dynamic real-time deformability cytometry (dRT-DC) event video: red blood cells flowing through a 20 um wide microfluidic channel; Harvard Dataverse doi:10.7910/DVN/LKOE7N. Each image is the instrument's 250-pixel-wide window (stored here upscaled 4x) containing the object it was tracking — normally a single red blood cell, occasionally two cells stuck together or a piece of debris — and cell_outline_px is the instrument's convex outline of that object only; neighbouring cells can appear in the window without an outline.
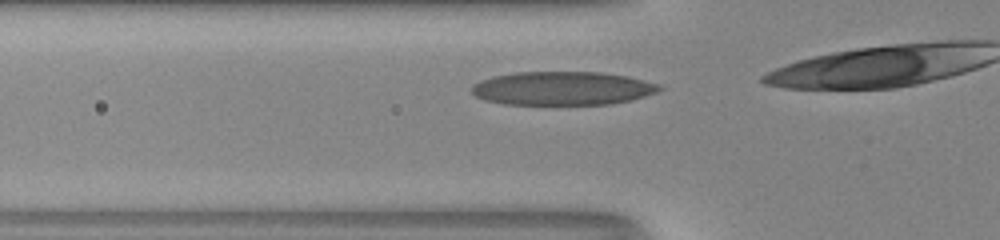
{"species": "human", "species_latin": "Homo sapiens", "temperature_condition": "room temperature", "stored_images_in_passage": 9, "camera_frame_rate_fps": 3000, "um_per_image_px": 0.085, "donor": {"sex": "male"}, "frame": {"image": 1, "passage_image": 4, "time_ms": 1.0, "image_size_px": [1000, 240], "cell_outline_px": [[664, 88], [656, 92], [632, 100], [608, 104], [504, 104], [484, 100], [476, 96], [472, 92], [472, 84], [480, 80], [492, 76], [516, 72], [600, 72], [628, 76], [660, 84]], "centroid_in_image_um": [47.8, 7.5], "position_along_channel_um": 78.0, "area_um2": 36.82}}